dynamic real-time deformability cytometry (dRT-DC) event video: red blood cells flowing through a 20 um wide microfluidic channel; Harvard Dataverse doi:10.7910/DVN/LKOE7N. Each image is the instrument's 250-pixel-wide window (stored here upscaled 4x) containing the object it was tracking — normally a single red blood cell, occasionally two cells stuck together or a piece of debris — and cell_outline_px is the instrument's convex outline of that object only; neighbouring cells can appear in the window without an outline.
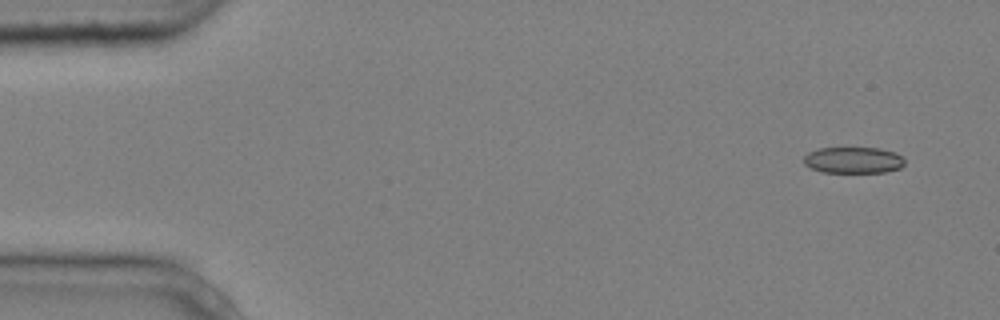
{"species": "common noctule bat (a hibernating species)", "species_latin": "Nyctalus noctula", "temperature_condition": "cold", "stored_images_in_passage": 5, "camera_frame_rate_fps": 3000, "um_per_image_px": 0.085, "animal": {"sex": "male", "body_mass_g": 20.4}, "frame": {"image": 1, "passage_image": 1, "time_ms": 0.0, "image_size_px": [1000, 320], "cell_outline_px": [[904, 164], [900, 168], [884, 172], [820, 172], [804, 164], [804, 156], [808, 152], [820, 148], [880, 148], [896, 152], [904, 160]], "centroid_in_image_um": [72.53, 13.61], "position_along_channel_um": 12.5, "area_um2": 15.43}}
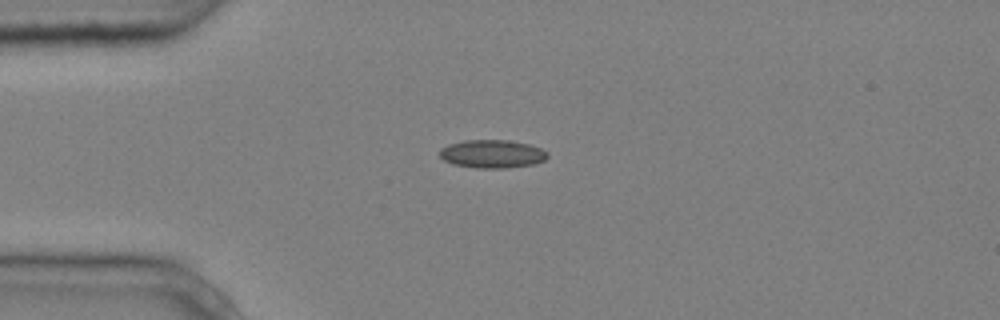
{"frame": {"image": 2, "passage_image": 4, "time_ms": 1.0, "image_size_px": [1000, 320], "cell_outline_px": [[548, 156], [544, 160], [532, 164], [504, 168], [476, 168], [452, 164], [444, 160], [440, 156], [440, 148], [448, 144], [464, 140], [508, 140], [528, 144], [540, 148], [548, 152]], "centroid_in_image_um": [41.81, 13.08], "position_along_channel_um": 43.2, "area_um2": 17.69}}